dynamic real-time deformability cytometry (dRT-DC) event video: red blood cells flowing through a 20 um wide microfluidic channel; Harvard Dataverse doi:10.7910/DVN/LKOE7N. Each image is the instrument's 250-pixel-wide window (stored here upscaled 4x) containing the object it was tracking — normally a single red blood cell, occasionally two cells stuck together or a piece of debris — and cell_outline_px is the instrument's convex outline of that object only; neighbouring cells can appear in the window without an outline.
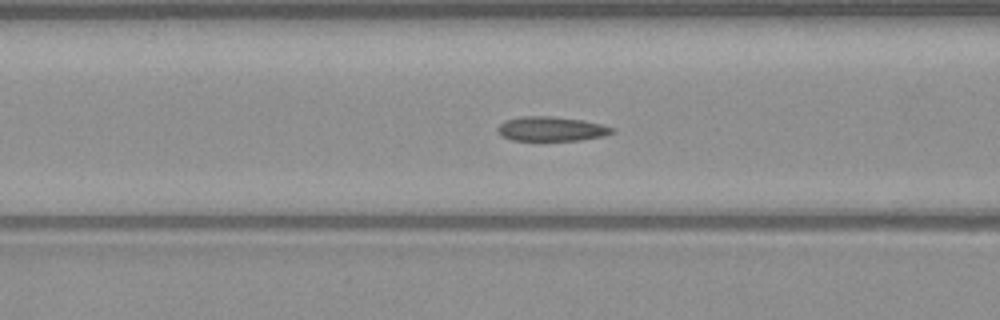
{"species": "common noctule bat (a hibernating species)", "species_latin": "Nyctalus noctula", "temperature_condition": "warm", "stored_images_in_passage": 31, "camera_frame_rate_fps": 3000, "um_per_image_px": 0.085, "animal": {"sex": "male", "body_mass_g": 23.1, "forearm_length_mm": 52.7}, "frame": {"image": 1, "passage_image": 7, "time_ms": 2.0, "image_size_px": [1000, 320], "cell_outline_px": [[616, 132], [604, 136], [580, 140], [512, 140], [504, 136], [496, 128], [504, 120], [520, 116], [552, 116], [580, 120], [600, 124], [616, 128]], "centroid_in_image_um": [46.89, 10.95], "position_along_channel_um": 119.7, "area_um2": 16.24}}
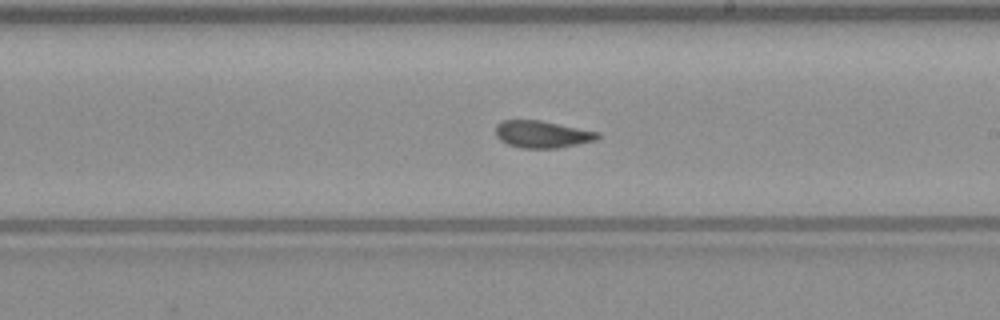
{"frame": {"image": 2, "passage_image": 16, "time_ms": 5.0, "image_size_px": [1000, 320], "cell_outline_px": [[600, 136], [596, 140], [560, 148], [520, 148], [508, 144], [500, 140], [496, 136], [496, 124], [504, 120], [540, 120], [600, 132]], "centroid_in_image_um": [46.09, 11.41], "position_along_channel_um": 242.9, "area_um2": 16.18}}
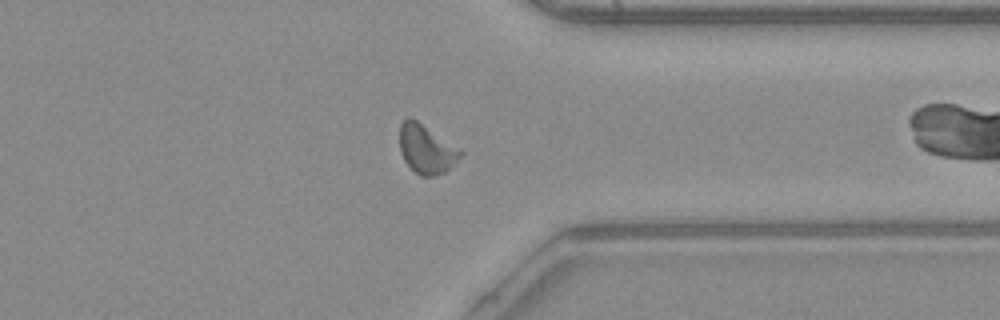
{"frame": {"image": 3, "passage_image": 26, "time_ms": 8.333, "image_size_px": [1000, 320], "cell_outline_px": [[464, 152], [444, 172], [432, 176], [420, 176], [404, 160], [400, 152], [400, 124], [408, 116], [412, 116]], "centroid_in_image_um": [36.2, 12.63], "position_along_channel_um": 375.2, "area_um2": 17.05}, "authors_computed_cell_mechanics": {"area_um2": 16.3574, "velocity_mm_per_s": 4.101, "shape_relaxation_time_tau1_ms": null, "shape_relaxation_time_tau2_ms": 1.2569, "deformation_change_tau1": null, "deformation_change_tau2": 0.0661}}